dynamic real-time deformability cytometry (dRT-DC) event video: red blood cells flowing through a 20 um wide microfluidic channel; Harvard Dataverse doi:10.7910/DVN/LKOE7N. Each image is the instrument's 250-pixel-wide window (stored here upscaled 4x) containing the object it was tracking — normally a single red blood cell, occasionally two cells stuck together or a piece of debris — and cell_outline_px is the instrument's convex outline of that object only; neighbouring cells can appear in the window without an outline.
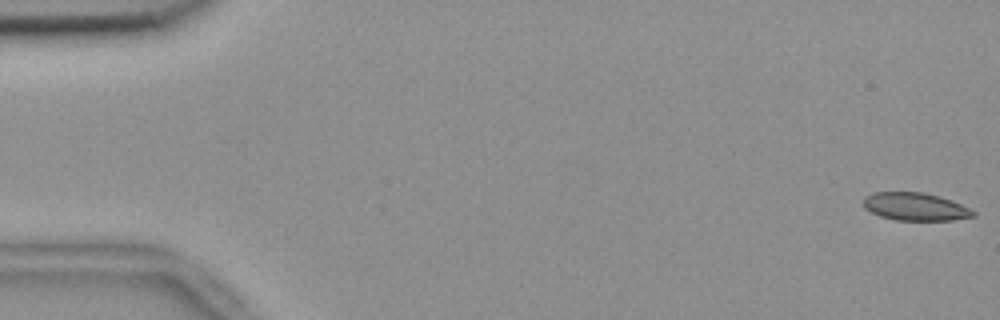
{"species": "common noctule bat (a hibernating species)", "species_latin": "Nyctalus noctula", "temperature_condition": "room temperature", "stored_images_in_passage": 55, "camera_frame_rate_fps": 3000, "um_per_image_px": 0.085, "animal": {"sex": "female", "body_mass_g": 18.4}, "frame": {"image": 1, "passage_image": 1, "time_ms": 0.0, "image_size_px": [1000, 320], "cell_outline_px": [[976, 216], [952, 220], [896, 220], [880, 216], [864, 208], [864, 196], [872, 192], [924, 192], [940, 196], [952, 200], [972, 208], [976, 212]], "centroid_in_image_um": [77.84, 17.56], "position_along_channel_um": 7.2, "area_um2": 18.03}}
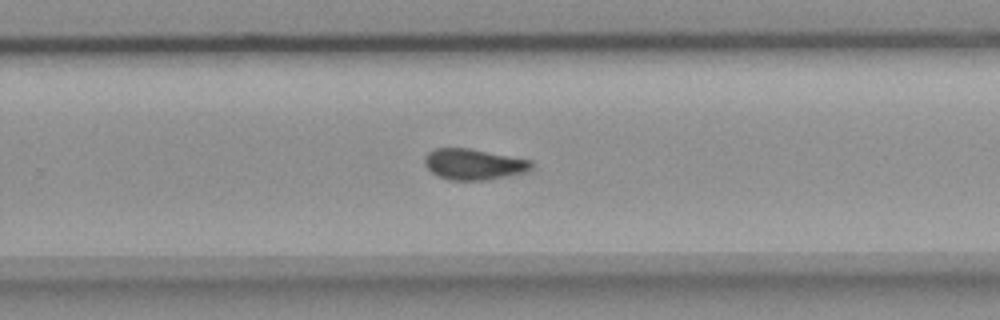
{"frame": {"image": 2, "passage_image": 36, "time_ms": 11.667, "image_size_px": [1000, 320], "cell_outline_px": [[532, 168], [524, 172], [484, 180], [448, 180], [432, 172], [424, 164], [424, 156], [432, 148], [468, 148], [532, 160]], "centroid_in_image_um": [40.22, 13.95], "position_along_channel_um": 289.6, "area_um2": 19.07}}
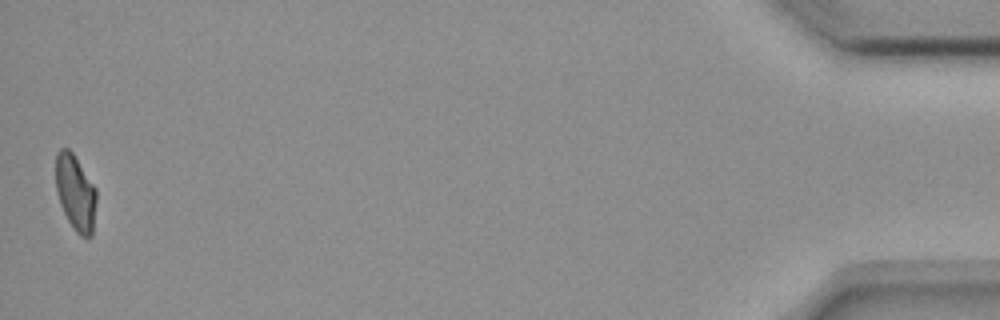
{"frame": {"image": 3, "passage_image": 55, "time_ms": 18.0, "image_size_px": [1000, 320], "cell_outline_px": [[96, 200], [92, 236], [88, 240], [80, 236], [76, 232], [68, 220], [60, 204], [56, 188], [56, 152], [60, 148], [68, 148], [72, 152], [96, 188]], "centroid_in_image_um": [6.42, 16.4], "position_along_channel_um": 428.8, "area_um2": 17.98}, "authors_computed_cell_mechanics": {"area_um2": 19.074, "velocity_mm_per_s": 3.6692, "shape_relaxation_time_tau1_ms": null, "shape_relaxation_time_tau2_ms": 3.4722, "deformation_change_tau1": null, "deformation_change_tau2": 0.0668}}